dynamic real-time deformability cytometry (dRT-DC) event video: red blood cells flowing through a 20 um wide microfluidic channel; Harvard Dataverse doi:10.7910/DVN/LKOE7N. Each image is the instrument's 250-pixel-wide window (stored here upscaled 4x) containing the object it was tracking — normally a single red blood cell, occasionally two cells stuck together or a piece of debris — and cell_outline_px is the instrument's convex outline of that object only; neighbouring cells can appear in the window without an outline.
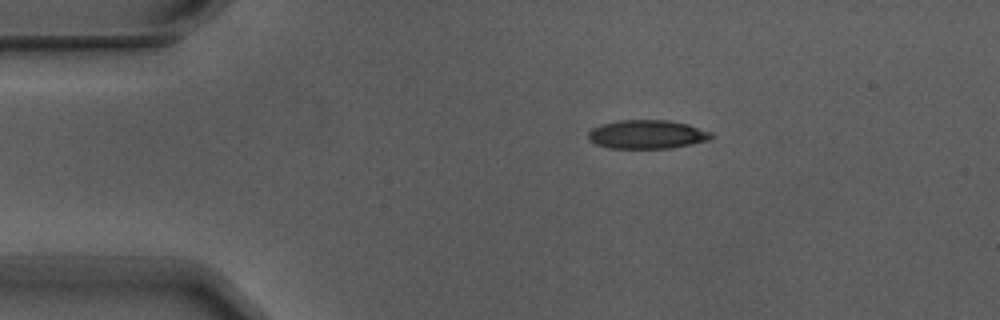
{"species": "Egyptian fruit bat (a non-hibernating species)", "species_latin": "Rousettus aegyptiacus", "temperature_condition": "warm", "stored_images_in_passage": 3, "camera_frame_rate_fps": 3000, "um_per_image_px": 0.085, "animal": {"sex": "male"}, "frame": {"image": 1, "passage_image": 2, "time_ms": 0.333, "image_size_px": [1000, 320], "cell_outline_px": [[712, 136], [708, 140], [668, 148], [612, 148], [596, 144], [588, 140], [588, 132], [592, 128], [600, 124], [616, 120], [668, 120], [688, 124], [712, 132]], "centroid_in_image_um": [54.95, 11.41], "position_along_channel_um": 30.0, "area_um2": 20.52}}